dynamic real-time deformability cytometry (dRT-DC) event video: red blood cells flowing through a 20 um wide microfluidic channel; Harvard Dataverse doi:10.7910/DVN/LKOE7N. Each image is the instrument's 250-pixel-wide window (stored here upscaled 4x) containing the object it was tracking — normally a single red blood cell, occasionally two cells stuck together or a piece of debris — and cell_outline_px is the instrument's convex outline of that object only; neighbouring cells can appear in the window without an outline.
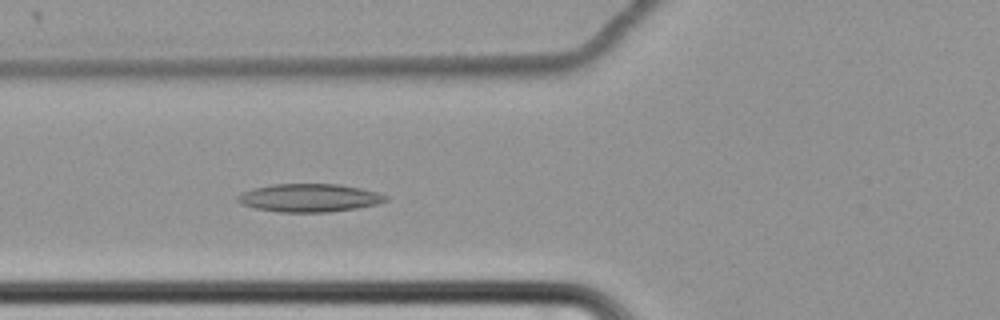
{"species": "common noctule bat (a hibernating species)", "species_latin": "Nyctalus noctula", "temperature_condition": "cold", "stored_images_in_passage": 37, "camera_frame_rate_fps": 3000, "um_per_image_px": 0.085, "animal": {"sex": "female", "body_mass_g": 22.7, "forearm_length_mm": 54.2}, "frame": {"image": 1, "passage_image": 28, "time_ms": 9.0, "image_size_px": [1000, 320], "cell_outline_px": [[388, 200], [380, 204], [356, 208], [328, 212], [280, 212], [256, 208], [240, 204], [236, 200], [236, 196], [244, 192], [256, 188], [272, 184], [340, 184], [360, 188], [376, 192], [388, 196]], "centroid_in_image_um": [26.31, 16.82], "position_along_channel_um": 99.5, "area_um2": 24.22}}
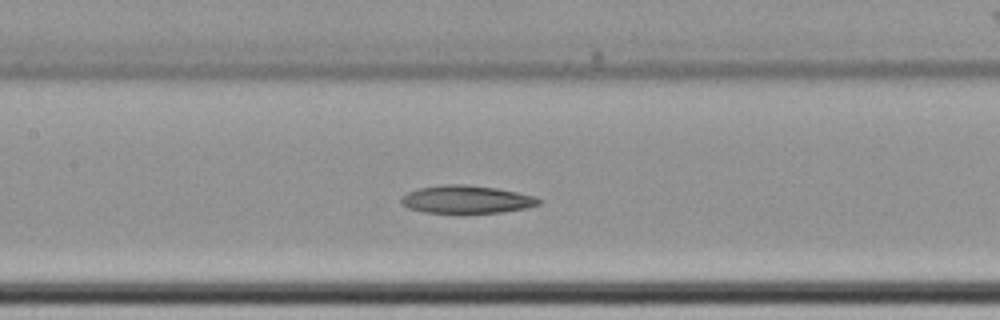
{"frame": {"image": 2, "passage_image": 34, "time_ms": 11.0, "image_size_px": [1000, 320], "cell_outline_px": [[544, 200], [540, 204], [528, 208], [500, 212], [460, 216], [424, 212], [408, 208], [400, 204], [400, 196], [408, 192], [420, 188], [444, 184], [464, 184], [496, 188], [536, 196]], "centroid_in_image_um": [39.64, 17.0], "position_along_channel_um": 167.8, "area_um2": 23.41}}
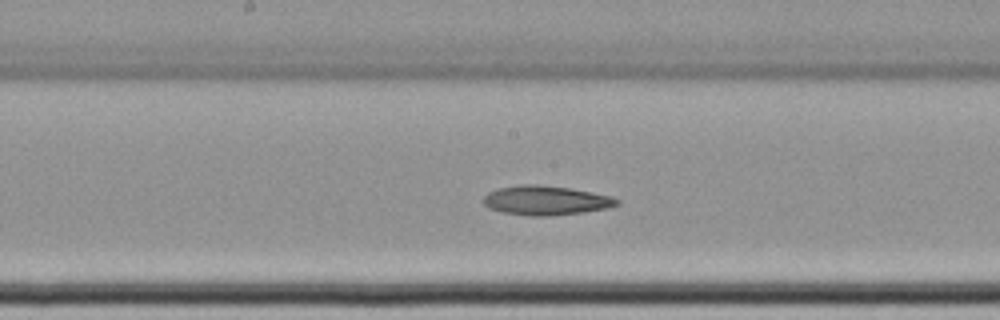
{"frame": {"image": 3, "passage_image": 37, "time_ms": 12.0, "image_size_px": [1000, 320], "cell_outline_px": [[620, 204], [608, 208], [584, 212], [548, 216], [532, 216], [504, 212], [488, 208], [480, 200], [488, 192], [496, 188], [520, 184], [540, 184], [568, 188], [592, 192], [612, 196], [620, 200]], "centroid_in_image_um": [46.38, 17.02], "position_along_channel_um": 201.8, "area_um2": 23.06}}